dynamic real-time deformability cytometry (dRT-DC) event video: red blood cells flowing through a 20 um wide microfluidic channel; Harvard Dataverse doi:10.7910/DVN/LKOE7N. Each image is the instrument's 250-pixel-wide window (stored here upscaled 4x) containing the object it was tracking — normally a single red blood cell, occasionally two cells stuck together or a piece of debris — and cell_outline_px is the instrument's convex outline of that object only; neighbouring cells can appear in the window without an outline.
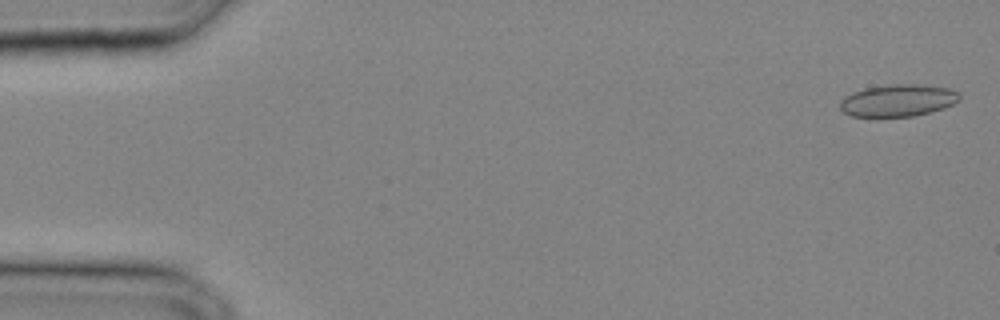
{"species": "common noctule bat (a hibernating species)", "species_latin": "Nyctalus noctula", "temperature_condition": "cold", "stored_images_in_passage": 31, "camera_frame_rate_fps": 3000, "um_per_image_px": 0.085, "animal": {"sex": "male", "body_mass_g": 20.4}, "frame": {"image": 1, "passage_image": 1, "time_ms": 0.0, "image_size_px": [1000, 320], "cell_outline_px": [[960, 100], [944, 108], [912, 116], [852, 116], [844, 112], [840, 108], [840, 100], [844, 96], [852, 92], [864, 88], [892, 84], [916, 84], [948, 88], [960, 92]], "centroid_in_image_um": [76.32, 8.52], "position_along_channel_um": 8.7, "area_um2": 22.25}}
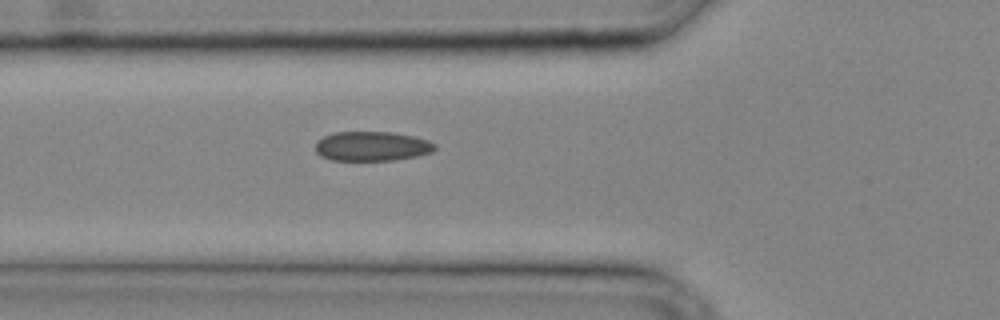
{"frame": {"image": 2, "passage_image": 12, "time_ms": 3.667, "image_size_px": [1000, 320], "cell_outline_px": [[436, 148], [432, 152], [416, 156], [392, 160], [332, 160], [320, 156], [316, 152], [316, 140], [324, 136], [336, 132], [392, 132], [412, 136], [428, 140], [436, 144]], "centroid_in_image_um": [31.6, 12.43], "position_along_channel_um": 94.2, "area_um2": 20.52}}
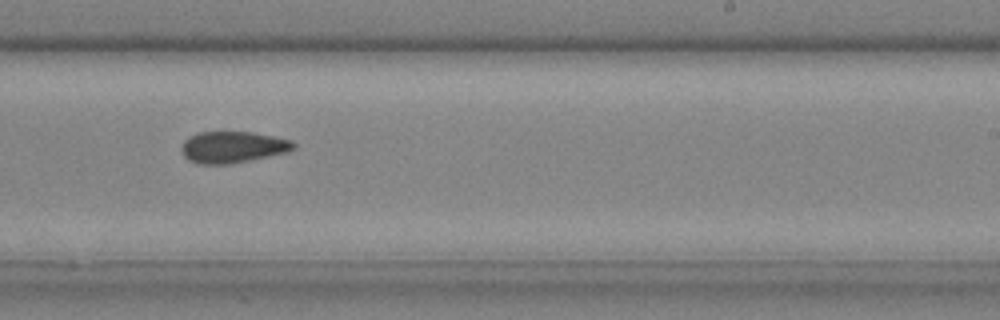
{"frame": {"image": 3, "passage_image": 21, "time_ms": 6.667, "image_size_px": [1000, 320], "cell_outline_px": [[296, 148], [288, 152], [228, 164], [196, 164], [188, 160], [184, 156], [180, 148], [184, 140], [188, 136], [196, 132], [252, 132], [292, 140], [296, 144]], "centroid_in_image_um": [19.75, 12.5], "position_along_channel_um": 269.3, "area_um2": 20.69}}